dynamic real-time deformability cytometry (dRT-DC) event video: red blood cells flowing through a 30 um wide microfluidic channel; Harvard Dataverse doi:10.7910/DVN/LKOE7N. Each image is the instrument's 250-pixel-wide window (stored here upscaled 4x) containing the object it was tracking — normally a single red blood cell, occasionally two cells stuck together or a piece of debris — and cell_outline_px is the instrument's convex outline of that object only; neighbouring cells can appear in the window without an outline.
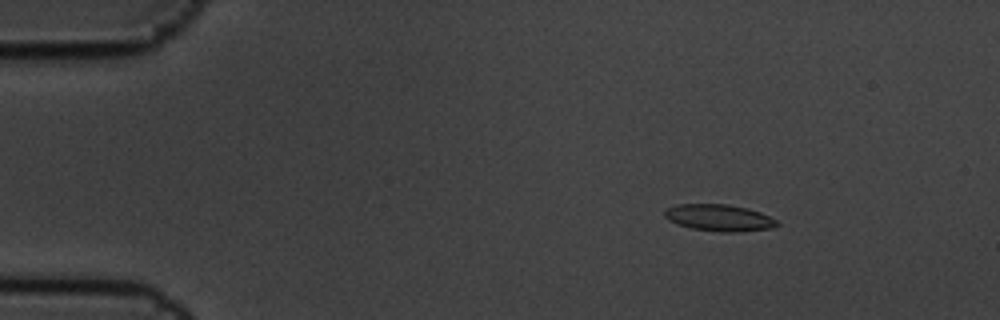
{"species": "common noctule bat (a hibernating species)", "species_latin": "Nyctalus noctula", "temperature_condition": "cold", "stored_images_in_passage": 6, "camera_frame_rate_fps": 3000, "um_per_image_px": 0.085, "animal": {"sex": "male", "body_mass_g": 19.5, "forearm_length_mm": 54.6}, "frame": {"image": 1, "passage_image": 1, "time_ms": 0.0, "image_size_px": [1000, 320], "cell_outline_px": [[780, 224], [772, 228], [732, 232], [720, 232], [692, 228], [668, 220], [664, 216], [664, 212], [668, 208], [676, 204], [728, 204], [748, 208], [760, 212], [776, 220]], "centroid_in_image_um": [61.13, 18.5], "position_along_channel_um": 23.9, "area_um2": 17.34}}
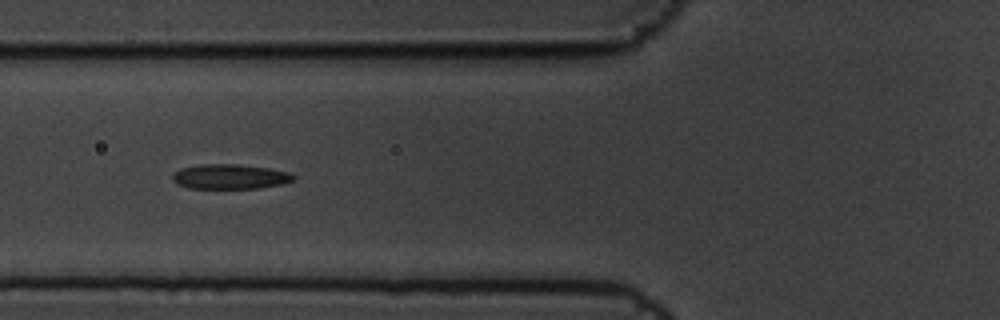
{"frame": {"image": 2, "passage_image": 5, "time_ms": 1.333, "image_size_px": [1000, 320], "cell_outline_px": [[296, 176], [292, 180], [280, 184], [260, 188], [188, 188], [176, 184], [172, 180], [172, 176], [180, 168], [200, 164], [236, 164], [268, 168], [288, 172]], "centroid_in_image_um": [19.5, 15.01], "position_along_channel_um": 106.3, "area_um2": 17.4}}
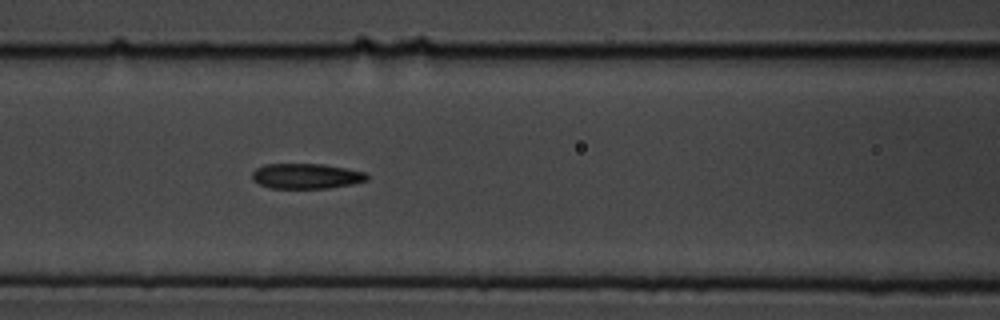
{"frame": {"image": 3, "passage_image": 6, "time_ms": 1.667, "image_size_px": [1000, 320], "cell_outline_px": [[368, 180], [352, 184], [328, 188], [272, 188], [260, 184], [252, 180], [252, 172], [256, 168], [264, 164], [324, 164], [348, 168], [364, 172], [368, 176]], "centroid_in_image_um": [26.03, 14.96], "position_along_channel_um": 140.6, "area_um2": 16.94}}